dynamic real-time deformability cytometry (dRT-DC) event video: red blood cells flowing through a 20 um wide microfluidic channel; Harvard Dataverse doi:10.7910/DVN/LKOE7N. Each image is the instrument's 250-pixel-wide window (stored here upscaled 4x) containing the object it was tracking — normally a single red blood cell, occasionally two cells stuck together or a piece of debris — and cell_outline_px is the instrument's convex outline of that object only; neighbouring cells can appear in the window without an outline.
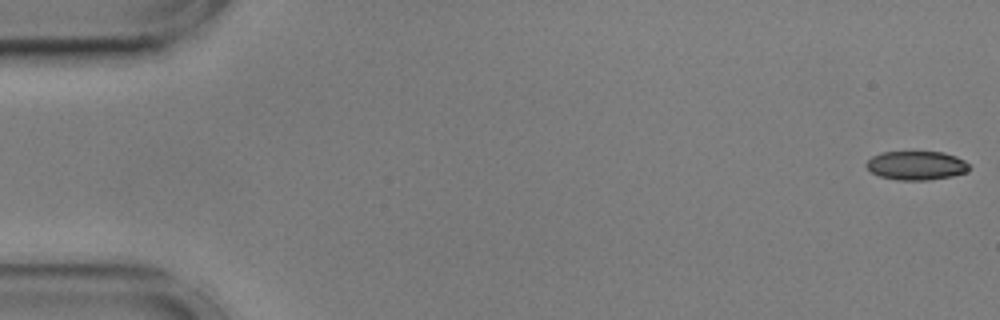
{"species": "common noctule bat (a hibernating species)", "species_latin": "Nyctalus noctula", "temperature_condition": "cold", "stored_images_in_passage": 49, "camera_frame_rate_fps": 3000, "um_per_image_px": 0.085, "animal": {"sex": "male", "body_mass_g": 17.9, "forearm_length_mm": 54.2}, "frame": {"image": 1, "passage_image": 1, "time_ms": 0.0, "image_size_px": [1000, 320], "cell_outline_px": [[968, 172], [952, 176], [928, 180], [896, 180], [880, 176], [872, 172], [864, 164], [872, 156], [880, 152], [944, 152], [956, 156], [964, 160], [968, 164]], "centroid_in_image_um": [77.88, 14.06], "position_along_channel_um": 7.1, "area_um2": 17.34}}
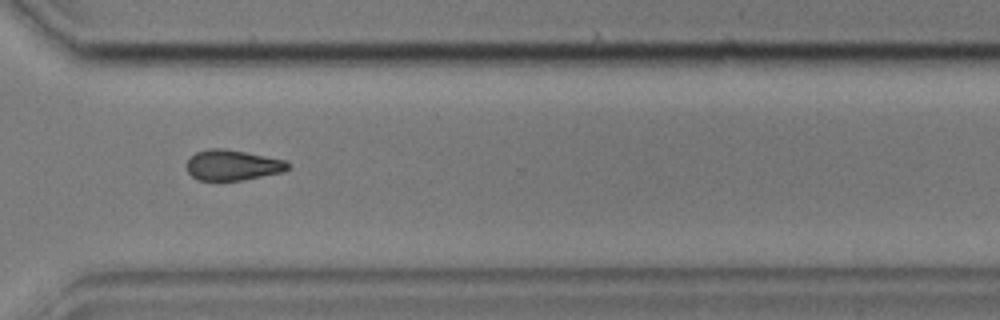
{"frame": {"image": 2, "passage_image": 41, "time_ms": 13.333, "image_size_px": [1000, 320], "cell_outline_px": [[292, 164], [284, 172], [244, 180], [200, 180], [192, 176], [188, 172], [188, 160], [196, 152], [208, 148], [224, 148], [288, 160]], "centroid_in_image_um": [19.84, 14.03], "position_along_channel_um": 350.8, "area_um2": 18.09}}
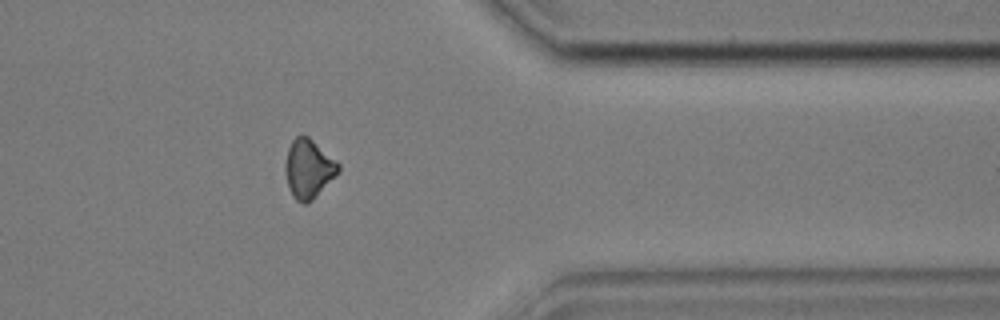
{"frame": {"image": 3, "passage_image": 45, "time_ms": 14.667, "image_size_px": [1000, 320], "cell_outline_px": [[340, 168], [312, 200], [308, 204], [304, 204], [296, 200], [292, 196], [284, 172], [284, 164], [288, 148], [292, 140], [296, 136], [308, 136], [336, 160], [340, 164]], "centroid_in_image_um": [26.18, 14.33], "position_along_channel_um": 385.2, "area_um2": 17.92}}